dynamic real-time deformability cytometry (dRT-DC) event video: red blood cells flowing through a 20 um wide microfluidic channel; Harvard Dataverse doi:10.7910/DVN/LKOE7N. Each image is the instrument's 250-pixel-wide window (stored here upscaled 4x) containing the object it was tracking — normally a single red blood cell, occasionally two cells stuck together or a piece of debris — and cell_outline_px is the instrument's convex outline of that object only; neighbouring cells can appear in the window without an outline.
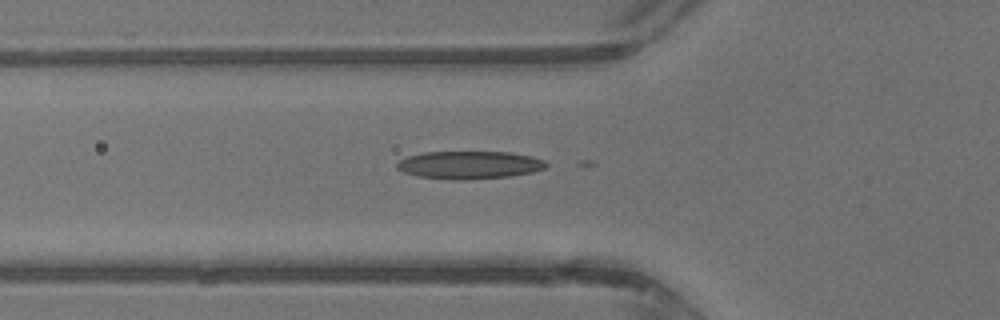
{"species": "common noctule bat (a hibernating species)", "species_latin": "Nyctalus noctula", "temperature_condition": "warm", "stored_images_in_passage": 22, "camera_frame_rate_fps": 3000, "um_per_image_px": 0.085, "animal": {"sex": "male", "body_mass_g": 13.3}, "frame": {"image": 1, "passage_image": 8, "time_ms": 2.333, "image_size_px": [1000, 320], "cell_outline_px": [[548, 164], [544, 168], [532, 172], [512, 176], [464, 180], [452, 180], [416, 176], [404, 172], [396, 168], [396, 164], [400, 160], [408, 156], [424, 152], [508, 152], [532, 156], [544, 160]], "centroid_in_image_um": [39.89, 14.03], "position_along_channel_um": 85.9, "area_um2": 24.28}}
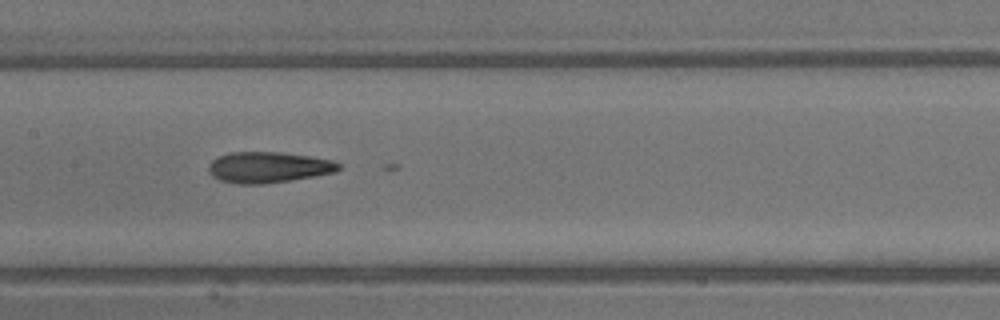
{"frame": {"image": 2, "passage_image": 14, "time_ms": 4.333, "image_size_px": [1000, 320], "cell_outline_px": [[340, 168], [336, 172], [316, 176], [264, 184], [240, 184], [220, 180], [212, 176], [208, 172], [208, 164], [212, 160], [228, 152], [280, 152], [308, 156], [332, 160], [340, 164]], "centroid_in_image_um": [22.79, 14.22], "position_along_channel_um": 184.6, "area_um2": 23.47}}
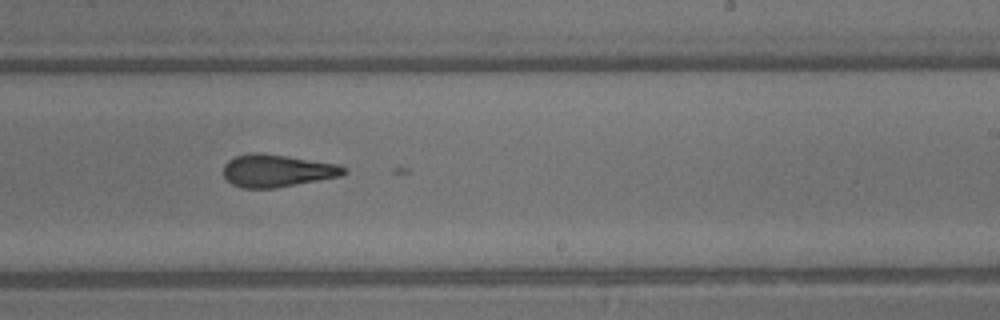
{"frame": {"image": 3, "passage_image": 19, "time_ms": 6.0, "image_size_px": [1000, 320], "cell_outline_px": [[348, 172], [340, 176], [276, 188], [240, 188], [232, 184], [224, 176], [224, 164], [228, 160], [236, 156], [256, 152], [340, 164], [348, 168]], "centroid_in_image_um": [23.57, 14.52], "position_along_channel_um": 265.4, "area_um2": 22.72}}